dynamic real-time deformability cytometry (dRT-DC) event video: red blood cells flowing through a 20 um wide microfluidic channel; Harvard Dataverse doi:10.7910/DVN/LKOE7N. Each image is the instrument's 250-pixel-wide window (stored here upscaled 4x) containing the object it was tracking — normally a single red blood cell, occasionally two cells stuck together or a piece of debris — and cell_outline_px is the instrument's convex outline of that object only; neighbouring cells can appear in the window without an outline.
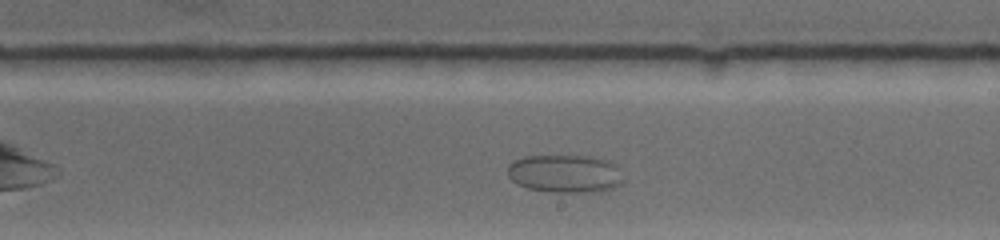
{"species": "common noctule bat (a hibernating species)", "species_latin": "Nyctalus noctula", "temperature_condition": "warm", "stored_images_in_passage": 21, "camera_frame_rate_fps": 4500, "um_per_image_px": 0.085, "animal": {"sex": "female", "body_mass_g": 19.0, "forearm_length_mm": 53.3}, "frame": {"image": 1, "passage_image": 13, "time_ms": 6.444, "image_size_px": [1000, 240], "cell_outline_px": [[624, 180], [620, 184], [604, 192], [552, 192], [528, 188], [516, 184], [508, 176], [508, 164], [512, 160], [524, 156], [592, 156], [608, 160], [616, 164]], "centroid_in_image_um": [48.03, 14.76], "position_along_channel_um": 241.0, "area_um2": 26.01}}
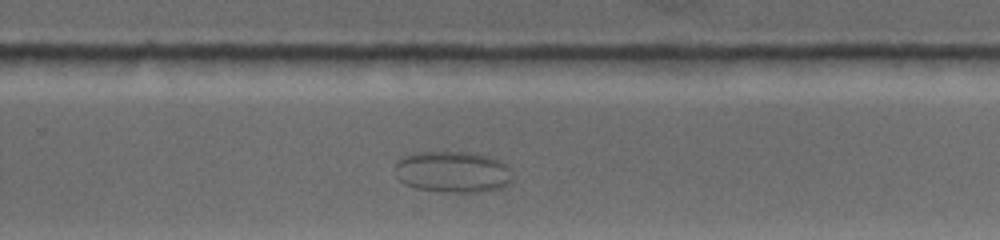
{"frame": {"image": 2, "passage_image": 16, "time_ms": 8.0, "image_size_px": [1000, 240], "cell_outline_px": [[512, 180], [508, 184], [500, 188], [480, 192], [452, 192], [416, 188], [404, 184], [396, 176], [396, 164], [404, 156], [416, 152], [472, 152], [488, 156], [504, 164], [508, 168], [512, 176]], "centroid_in_image_um": [38.48, 14.61], "position_along_channel_um": 291.3, "area_um2": 28.09}}